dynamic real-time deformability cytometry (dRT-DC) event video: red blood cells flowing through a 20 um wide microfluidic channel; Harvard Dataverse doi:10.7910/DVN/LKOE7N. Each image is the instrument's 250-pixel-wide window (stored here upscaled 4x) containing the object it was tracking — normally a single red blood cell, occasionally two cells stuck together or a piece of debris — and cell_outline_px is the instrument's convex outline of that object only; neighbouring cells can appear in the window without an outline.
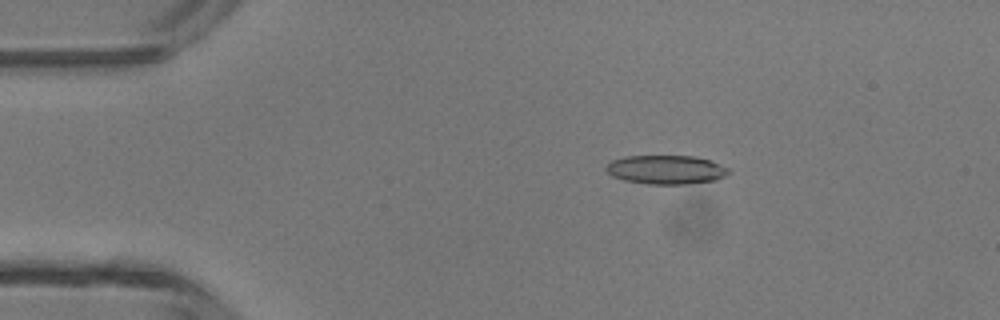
{"species": "common noctule bat (a hibernating species)", "species_latin": "Nyctalus noctula", "temperature_condition": "room temperature", "stored_images_in_passage": 48, "camera_frame_rate_fps": 3000, "um_per_image_px": 0.085, "animal": {"sex": "male", "body_mass_g": 13.3}, "frame": {"image": 1, "passage_image": 9, "time_ms": 2.667, "image_size_px": [1000, 320], "cell_outline_px": [[732, 172], [716, 180], [684, 184], [648, 184], [624, 180], [612, 176], [604, 168], [612, 160], [624, 156], [696, 156], [720, 164], [728, 168]], "centroid_in_image_um": [56.61, 14.42], "position_along_channel_um": 28.4, "area_um2": 20.63}}
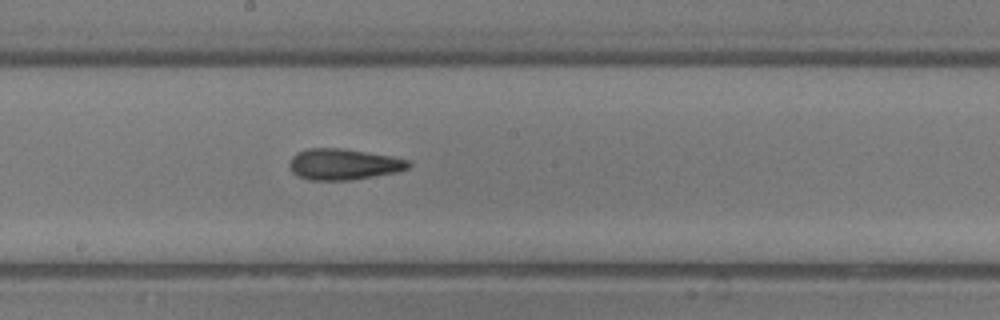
{"frame": {"image": 2, "passage_image": 26, "time_ms": 8.333, "image_size_px": [1000, 320], "cell_outline_px": [[412, 164], [408, 168], [396, 172], [352, 180], [308, 180], [296, 176], [292, 172], [288, 164], [292, 156], [296, 152], [308, 148], [344, 148], [392, 156], [408, 160]], "centroid_in_image_um": [29.17, 13.96], "position_along_channel_um": 219.0, "area_um2": 21.79}}
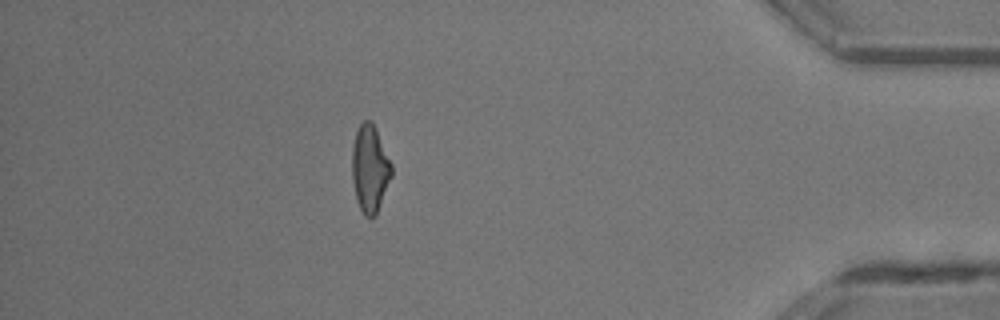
{"frame": {"image": 3, "passage_image": 42, "time_ms": 13.667, "image_size_px": [1000, 320], "cell_outline_px": [[392, 176], [376, 216], [372, 220], [364, 216], [356, 200], [352, 180], [352, 148], [356, 132], [360, 124], [364, 120], [368, 120], [372, 124], [392, 164]], "centroid_in_image_um": [31.43, 14.43], "position_along_channel_um": 403.8, "area_um2": 20.0}, "authors_computed_cell_mechanics": {"area_um2": 20.7502, "velocity_mm_per_s": 4.3698, "shape_relaxation_time_tau1_ms": 7.11, "shape_relaxation_time_tau2_ms": 3.8888, "deformation_change_tau1": 0.1794, "deformation_change_tau2": 0.1667}}